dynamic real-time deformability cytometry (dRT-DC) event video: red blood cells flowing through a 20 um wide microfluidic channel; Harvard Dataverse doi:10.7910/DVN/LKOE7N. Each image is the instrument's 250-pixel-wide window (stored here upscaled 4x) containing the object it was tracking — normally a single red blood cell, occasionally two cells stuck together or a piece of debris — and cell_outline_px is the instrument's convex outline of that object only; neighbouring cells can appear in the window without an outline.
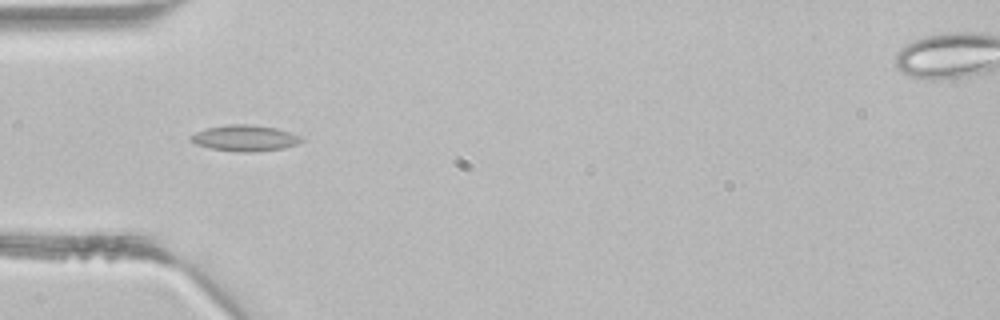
{"species": "common noctule bat (a hibernating species)", "species_latin": "Nyctalus noctula", "temperature_condition": "room temperature", "stored_images_in_passage": 4, "camera_frame_rate_fps": 3000, "um_per_image_px": 0.085, "animal": {"sex": "male", "body_mass_g": 21.5, "forearm_length_mm": 52.0}, "frame": {"image": 1, "passage_image": 4, "time_ms": 1.0, "image_size_px": [1000, 320], "cell_outline_px": [[304, 140], [296, 144], [284, 148], [248, 152], [236, 152], [208, 148], [196, 144], [188, 136], [196, 132], [208, 128], [228, 124], [248, 124], [276, 128], [304, 136]], "centroid_in_image_um": [20.83, 11.74], "position_along_channel_um": 64.2, "area_um2": 16.82}}